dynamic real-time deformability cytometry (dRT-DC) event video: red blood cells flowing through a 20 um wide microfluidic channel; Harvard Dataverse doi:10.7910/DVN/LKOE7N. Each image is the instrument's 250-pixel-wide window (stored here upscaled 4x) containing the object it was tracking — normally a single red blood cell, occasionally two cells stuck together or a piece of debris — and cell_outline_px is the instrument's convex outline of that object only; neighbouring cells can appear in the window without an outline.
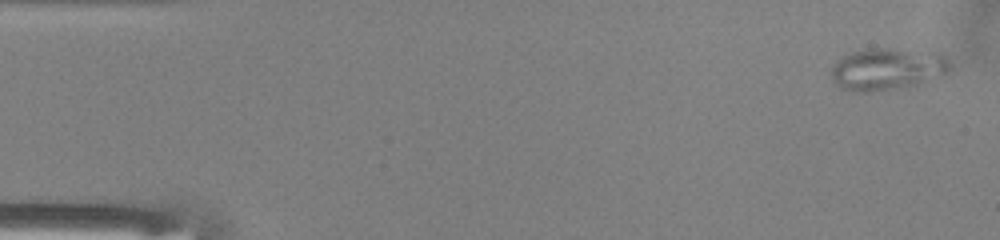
{"species": "common noctule bat (a hibernating species)", "species_latin": "Nyctalus noctula", "temperature_condition": "warm", "stored_images_in_passage": 43, "camera_frame_rate_fps": 3000, "um_per_image_px": 0.085, "animal": {"sex": "male", "body_mass_g": 13.0, "forearm_length_mm": 53.1}, "frame": {"image": 1, "passage_image": 1, "time_ms": 0.0, "image_size_px": [1000, 240], "cell_outline_px": [[948, 72], [908, 88], [868, 92], [852, 92], [840, 88], [832, 80], [832, 68], [836, 60], [840, 56], [848, 52], [868, 48], [892, 48], [944, 56], [948, 60]], "centroid_in_image_um": [75.3, 5.9], "position_along_channel_um": 9.7, "area_um2": 29.02}}
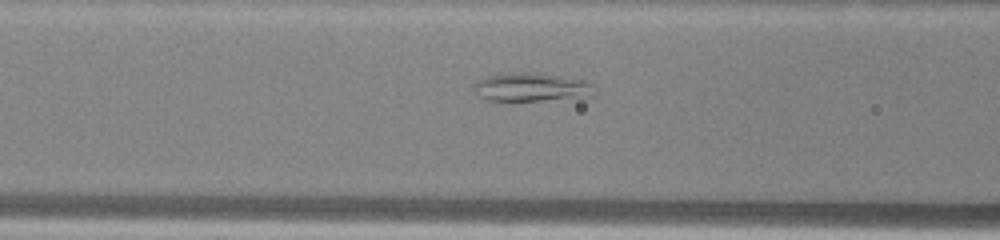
{"frame": {"image": 2, "passage_image": 19, "time_ms": 6.0, "image_size_px": [1000, 240], "cell_outline_px": [[596, 96], [540, 100], [488, 100], [480, 96], [472, 88], [472, 84], [476, 80], [488, 76], [508, 72], [528, 72], [584, 80], [592, 84]], "centroid_in_image_um": [45.14, 7.4], "position_along_channel_um": 121.5, "area_um2": 19.88}}
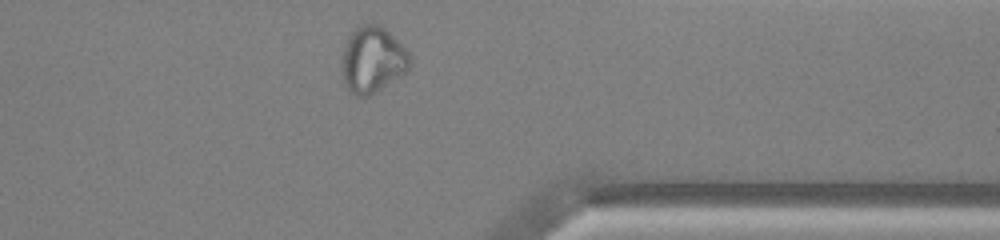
{"frame": {"image": 3, "passage_image": 39, "time_ms": 12.667, "image_size_px": [1000, 240], "cell_outline_px": [[412, 64], [404, 72], [368, 96], [356, 96], [348, 92], [344, 80], [344, 48], [348, 36], [356, 28], [364, 24], [380, 24], [408, 52]], "centroid_in_image_um": [31.66, 5.07], "position_along_channel_um": 379.7, "area_um2": 25.32}}